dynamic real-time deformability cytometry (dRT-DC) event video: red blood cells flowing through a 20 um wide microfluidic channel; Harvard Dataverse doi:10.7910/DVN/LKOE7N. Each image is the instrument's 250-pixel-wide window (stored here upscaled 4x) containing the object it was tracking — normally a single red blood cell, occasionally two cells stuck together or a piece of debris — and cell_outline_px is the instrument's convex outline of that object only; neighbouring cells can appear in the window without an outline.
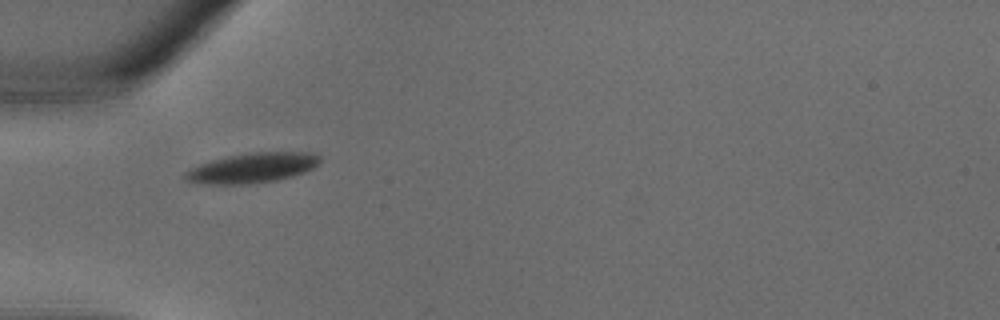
{"species": "common noctule bat (a hibernating species)", "species_latin": "Nyctalus noctula", "temperature_condition": "warm", "stored_images_in_passage": 21, "camera_frame_rate_fps": 3000, "um_per_image_px": 0.085, "animal": {"sex": "male", "body_mass_g": 18.8}, "frame": {"image": 1, "passage_image": 1, "time_ms": 0.0, "image_size_px": [1000, 320], "cell_outline_px": [[320, 160], [312, 168], [304, 172], [292, 176], [276, 180], [248, 184], [196, 184], [184, 180], [184, 172], [188, 168], [212, 160], [228, 156], [256, 152], [312, 152], [320, 156]], "centroid_in_image_um": [21.38, 14.28], "position_along_channel_um": 63.6, "area_um2": 23.52}}
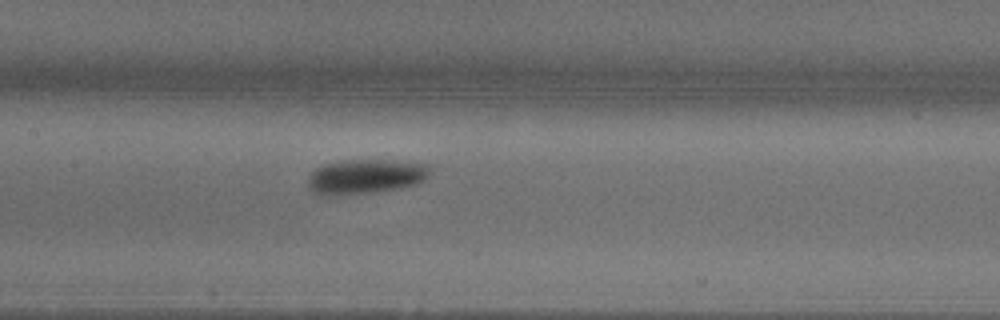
{"frame": {"image": 2, "passage_image": 7, "time_ms": 2.0, "image_size_px": [1000, 320], "cell_outline_px": [[428, 176], [424, 180], [416, 184], [396, 188], [368, 192], [332, 196], [320, 196], [308, 188], [308, 176], [316, 168], [324, 164], [336, 160], [408, 160], [428, 164]], "centroid_in_image_um": [31.03, 14.98], "position_along_channel_um": 176.4, "area_um2": 24.85}}
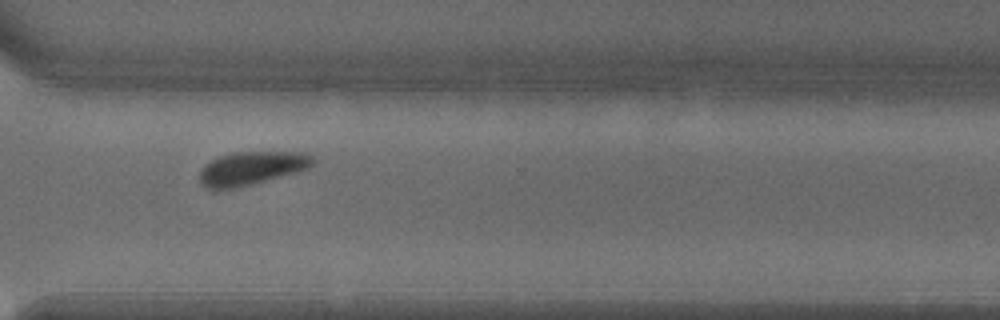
{"frame": {"image": 3, "passage_image": 16, "time_ms": 5.0, "image_size_px": [1000, 320], "cell_outline_px": [[316, 160], [308, 168], [236, 188], [212, 192], [200, 180], [200, 168], [204, 164], [220, 156], [232, 152], [300, 152], [312, 156]], "centroid_in_image_um": [21.31, 14.3], "position_along_channel_um": 349.3, "area_um2": 21.91}}